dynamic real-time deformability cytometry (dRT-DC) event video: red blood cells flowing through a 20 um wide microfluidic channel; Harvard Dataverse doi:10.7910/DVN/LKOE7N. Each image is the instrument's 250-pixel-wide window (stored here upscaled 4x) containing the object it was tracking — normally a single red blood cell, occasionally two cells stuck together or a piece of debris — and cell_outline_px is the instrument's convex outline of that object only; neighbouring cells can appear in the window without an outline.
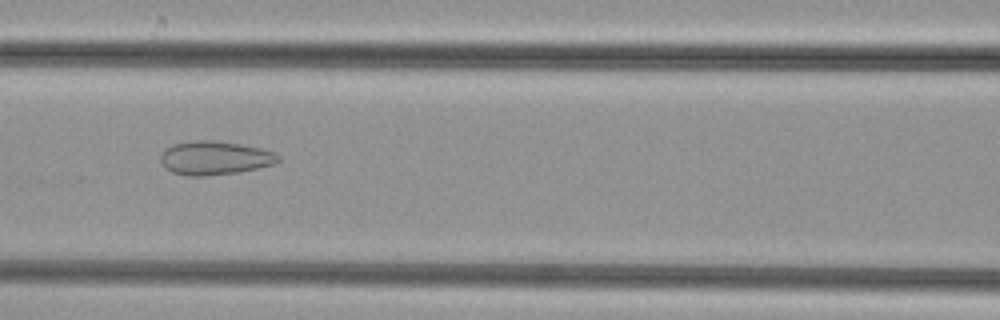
{"species": "common noctule bat (a hibernating species)", "species_latin": "Nyctalus noctula", "temperature_condition": "cold", "stored_images_in_passage": 45, "camera_frame_rate_fps": 3000, "um_per_image_px": 0.085, "animal": {"sex": "female", "body_mass_g": 29.2, "forearm_length_mm": 56.3}, "frame": {"image": 1, "passage_image": 22, "time_ms": 7.0, "image_size_px": [1000, 320], "cell_outline_px": [[280, 160], [276, 164], [240, 172], [208, 176], [188, 176], [172, 172], [164, 168], [160, 164], [160, 156], [164, 148], [172, 144], [196, 140], [216, 140], [240, 144], [260, 148], [276, 152], [280, 156]], "centroid_in_image_um": [18.24, 13.43], "position_along_channel_um": 148.4, "area_um2": 23.58}}
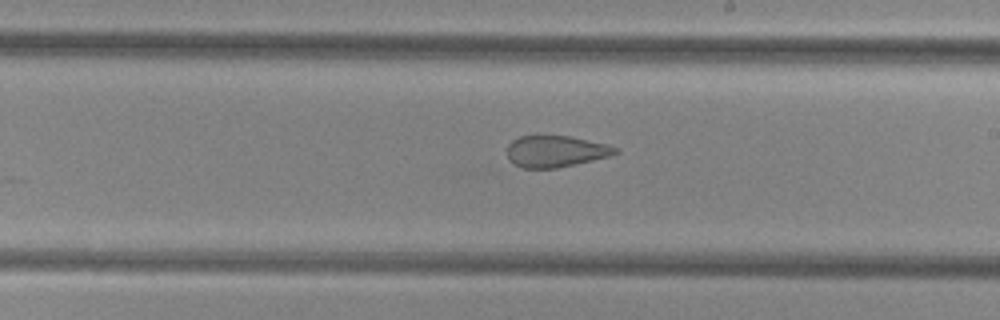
{"frame": {"image": 2, "passage_image": 29, "time_ms": 9.333, "image_size_px": [1000, 320], "cell_outline_px": [[620, 152], [612, 156], [556, 168], [520, 168], [512, 164], [508, 160], [508, 144], [512, 140], [520, 136], [536, 132], [572, 136], [608, 144], [616, 148]], "centroid_in_image_um": [47.2, 12.82], "position_along_channel_um": 241.8, "area_um2": 20.81}}
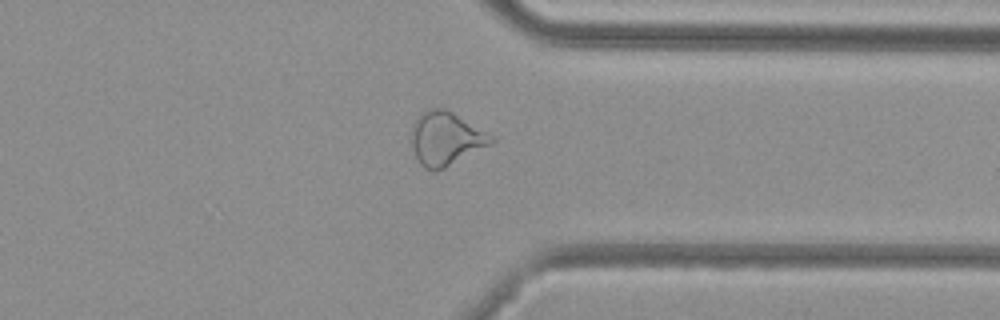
{"frame": {"image": 3, "passage_image": 39, "time_ms": 12.667, "image_size_px": [1000, 320], "cell_outline_px": [[496, 140], [492, 144], [436, 172], [424, 168], [420, 164], [412, 148], [412, 128], [420, 112], [428, 108], [444, 108], [452, 112], [496, 136]], "centroid_in_image_um": [37.92, 11.78], "position_along_channel_um": 373.5, "area_um2": 25.03}}